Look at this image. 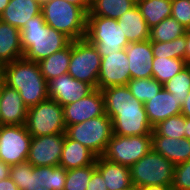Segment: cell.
Returning <instances> with one entry per match:
<instances>
[{"mask_svg": "<svg viewBox=\"0 0 190 190\" xmlns=\"http://www.w3.org/2000/svg\"><path fill=\"white\" fill-rule=\"evenodd\" d=\"M106 115L112 120L113 134L120 136L151 135L144 103L133 97L127 85L101 90Z\"/></svg>", "mask_w": 190, "mask_h": 190, "instance_id": "6da1fadb", "label": "cell"}, {"mask_svg": "<svg viewBox=\"0 0 190 190\" xmlns=\"http://www.w3.org/2000/svg\"><path fill=\"white\" fill-rule=\"evenodd\" d=\"M0 76L6 85L19 92L27 108L49 98L48 83L34 61L25 58L14 60L0 68Z\"/></svg>", "mask_w": 190, "mask_h": 190, "instance_id": "7a4b0ae2", "label": "cell"}, {"mask_svg": "<svg viewBox=\"0 0 190 190\" xmlns=\"http://www.w3.org/2000/svg\"><path fill=\"white\" fill-rule=\"evenodd\" d=\"M23 58L39 62L67 47L72 40L50 28L42 13L30 18L20 29Z\"/></svg>", "mask_w": 190, "mask_h": 190, "instance_id": "3957f363", "label": "cell"}, {"mask_svg": "<svg viewBox=\"0 0 190 190\" xmlns=\"http://www.w3.org/2000/svg\"><path fill=\"white\" fill-rule=\"evenodd\" d=\"M46 24L72 41L85 38L87 13L79 6L65 0H48L41 5Z\"/></svg>", "mask_w": 190, "mask_h": 190, "instance_id": "277c9868", "label": "cell"}, {"mask_svg": "<svg viewBox=\"0 0 190 190\" xmlns=\"http://www.w3.org/2000/svg\"><path fill=\"white\" fill-rule=\"evenodd\" d=\"M9 177L20 190H64L66 170L60 166L34 167L26 161L11 166Z\"/></svg>", "mask_w": 190, "mask_h": 190, "instance_id": "5b68a950", "label": "cell"}, {"mask_svg": "<svg viewBox=\"0 0 190 190\" xmlns=\"http://www.w3.org/2000/svg\"><path fill=\"white\" fill-rule=\"evenodd\" d=\"M85 39L97 48L101 57L117 53L129 45L117 20L101 16H87Z\"/></svg>", "mask_w": 190, "mask_h": 190, "instance_id": "8992f818", "label": "cell"}, {"mask_svg": "<svg viewBox=\"0 0 190 190\" xmlns=\"http://www.w3.org/2000/svg\"><path fill=\"white\" fill-rule=\"evenodd\" d=\"M66 135L90 149L97 157L103 156L113 135L112 120L106 115L68 125Z\"/></svg>", "mask_w": 190, "mask_h": 190, "instance_id": "52a82bcc", "label": "cell"}, {"mask_svg": "<svg viewBox=\"0 0 190 190\" xmlns=\"http://www.w3.org/2000/svg\"><path fill=\"white\" fill-rule=\"evenodd\" d=\"M175 165L153 149L133 164L130 170L136 187L172 185Z\"/></svg>", "mask_w": 190, "mask_h": 190, "instance_id": "ba28073f", "label": "cell"}, {"mask_svg": "<svg viewBox=\"0 0 190 190\" xmlns=\"http://www.w3.org/2000/svg\"><path fill=\"white\" fill-rule=\"evenodd\" d=\"M25 126L35 137L65 133L63 106L48 98L28 108Z\"/></svg>", "mask_w": 190, "mask_h": 190, "instance_id": "9c48e42d", "label": "cell"}, {"mask_svg": "<svg viewBox=\"0 0 190 190\" xmlns=\"http://www.w3.org/2000/svg\"><path fill=\"white\" fill-rule=\"evenodd\" d=\"M100 65L101 55L93 44L85 38L72 41V53L67 72L70 76L98 89Z\"/></svg>", "mask_w": 190, "mask_h": 190, "instance_id": "30bf717a", "label": "cell"}, {"mask_svg": "<svg viewBox=\"0 0 190 190\" xmlns=\"http://www.w3.org/2000/svg\"><path fill=\"white\" fill-rule=\"evenodd\" d=\"M152 150V135L120 136L113 134L103 157L130 168Z\"/></svg>", "mask_w": 190, "mask_h": 190, "instance_id": "8fae6325", "label": "cell"}, {"mask_svg": "<svg viewBox=\"0 0 190 190\" xmlns=\"http://www.w3.org/2000/svg\"><path fill=\"white\" fill-rule=\"evenodd\" d=\"M31 140L25 125H0V160L10 166L26 162Z\"/></svg>", "mask_w": 190, "mask_h": 190, "instance_id": "7c38bea8", "label": "cell"}, {"mask_svg": "<svg viewBox=\"0 0 190 190\" xmlns=\"http://www.w3.org/2000/svg\"><path fill=\"white\" fill-rule=\"evenodd\" d=\"M66 133L32 136L27 162L34 167L59 166Z\"/></svg>", "mask_w": 190, "mask_h": 190, "instance_id": "4fadbf2b", "label": "cell"}, {"mask_svg": "<svg viewBox=\"0 0 190 190\" xmlns=\"http://www.w3.org/2000/svg\"><path fill=\"white\" fill-rule=\"evenodd\" d=\"M130 80L129 60L125 49L101 57L98 89L103 90L111 86L127 85Z\"/></svg>", "mask_w": 190, "mask_h": 190, "instance_id": "5bb4252c", "label": "cell"}, {"mask_svg": "<svg viewBox=\"0 0 190 190\" xmlns=\"http://www.w3.org/2000/svg\"><path fill=\"white\" fill-rule=\"evenodd\" d=\"M95 88L70 76L68 73L48 82V97L58 102L61 106L74 103L86 97Z\"/></svg>", "mask_w": 190, "mask_h": 190, "instance_id": "9a60e30c", "label": "cell"}, {"mask_svg": "<svg viewBox=\"0 0 190 190\" xmlns=\"http://www.w3.org/2000/svg\"><path fill=\"white\" fill-rule=\"evenodd\" d=\"M63 113L66 127L104 115V99L101 90L95 89L86 97L63 106Z\"/></svg>", "mask_w": 190, "mask_h": 190, "instance_id": "2e32d148", "label": "cell"}, {"mask_svg": "<svg viewBox=\"0 0 190 190\" xmlns=\"http://www.w3.org/2000/svg\"><path fill=\"white\" fill-rule=\"evenodd\" d=\"M27 110L19 92L6 85L1 78L0 125H25Z\"/></svg>", "mask_w": 190, "mask_h": 190, "instance_id": "e0dca14e", "label": "cell"}, {"mask_svg": "<svg viewBox=\"0 0 190 190\" xmlns=\"http://www.w3.org/2000/svg\"><path fill=\"white\" fill-rule=\"evenodd\" d=\"M131 79L153 78V50L150 40L131 42L125 48Z\"/></svg>", "mask_w": 190, "mask_h": 190, "instance_id": "ac0fdd59", "label": "cell"}, {"mask_svg": "<svg viewBox=\"0 0 190 190\" xmlns=\"http://www.w3.org/2000/svg\"><path fill=\"white\" fill-rule=\"evenodd\" d=\"M148 120L152 127L167 118L181 114L182 103L178 101L170 92L162 90L144 103Z\"/></svg>", "mask_w": 190, "mask_h": 190, "instance_id": "d6986e66", "label": "cell"}, {"mask_svg": "<svg viewBox=\"0 0 190 190\" xmlns=\"http://www.w3.org/2000/svg\"><path fill=\"white\" fill-rule=\"evenodd\" d=\"M152 149L174 165L190 159V140L152 135Z\"/></svg>", "mask_w": 190, "mask_h": 190, "instance_id": "ffe728a7", "label": "cell"}, {"mask_svg": "<svg viewBox=\"0 0 190 190\" xmlns=\"http://www.w3.org/2000/svg\"><path fill=\"white\" fill-rule=\"evenodd\" d=\"M97 156L80 142L70 139L67 135L64 139L59 166L65 170L81 168L96 162Z\"/></svg>", "mask_w": 190, "mask_h": 190, "instance_id": "44dd1931", "label": "cell"}, {"mask_svg": "<svg viewBox=\"0 0 190 190\" xmlns=\"http://www.w3.org/2000/svg\"><path fill=\"white\" fill-rule=\"evenodd\" d=\"M41 13V4L36 0H10L0 20L21 29L32 17Z\"/></svg>", "mask_w": 190, "mask_h": 190, "instance_id": "7402d4cb", "label": "cell"}, {"mask_svg": "<svg viewBox=\"0 0 190 190\" xmlns=\"http://www.w3.org/2000/svg\"><path fill=\"white\" fill-rule=\"evenodd\" d=\"M96 168L105 180L108 190H123L133 185L130 170L124 165L99 156L96 158Z\"/></svg>", "mask_w": 190, "mask_h": 190, "instance_id": "603a6c76", "label": "cell"}, {"mask_svg": "<svg viewBox=\"0 0 190 190\" xmlns=\"http://www.w3.org/2000/svg\"><path fill=\"white\" fill-rule=\"evenodd\" d=\"M23 58L20 29L0 20V68Z\"/></svg>", "mask_w": 190, "mask_h": 190, "instance_id": "cb8c5ba5", "label": "cell"}, {"mask_svg": "<svg viewBox=\"0 0 190 190\" xmlns=\"http://www.w3.org/2000/svg\"><path fill=\"white\" fill-rule=\"evenodd\" d=\"M129 43L149 40L150 28L137 5L117 19Z\"/></svg>", "mask_w": 190, "mask_h": 190, "instance_id": "d4e9b609", "label": "cell"}, {"mask_svg": "<svg viewBox=\"0 0 190 190\" xmlns=\"http://www.w3.org/2000/svg\"><path fill=\"white\" fill-rule=\"evenodd\" d=\"M72 53V42L60 51L37 62L40 72L47 83L60 75L68 72L70 58Z\"/></svg>", "mask_w": 190, "mask_h": 190, "instance_id": "484cf974", "label": "cell"}, {"mask_svg": "<svg viewBox=\"0 0 190 190\" xmlns=\"http://www.w3.org/2000/svg\"><path fill=\"white\" fill-rule=\"evenodd\" d=\"M135 6L134 0H90L87 16H101L117 20Z\"/></svg>", "mask_w": 190, "mask_h": 190, "instance_id": "4316f807", "label": "cell"}, {"mask_svg": "<svg viewBox=\"0 0 190 190\" xmlns=\"http://www.w3.org/2000/svg\"><path fill=\"white\" fill-rule=\"evenodd\" d=\"M136 5L150 29L171 17L172 0H139Z\"/></svg>", "mask_w": 190, "mask_h": 190, "instance_id": "83f0119b", "label": "cell"}, {"mask_svg": "<svg viewBox=\"0 0 190 190\" xmlns=\"http://www.w3.org/2000/svg\"><path fill=\"white\" fill-rule=\"evenodd\" d=\"M153 78L160 84L171 80L176 74L185 69L189 64L186 60L179 58H154L153 59Z\"/></svg>", "mask_w": 190, "mask_h": 190, "instance_id": "f1b7e54d", "label": "cell"}, {"mask_svg": "<svg viewBox=\"0 0 190 190\" xmlns=\"http://www.w3.org/2000/svg\"><path fill=\"white\" fill-rule=\"evenodd\" d=\"M187 29L175 18L168 17L150 29L151 42H170L185 35Z\"/></svg>", "mask_w": 190, "mask_h": 190, "instance_id": "f546056e", "label": "cell"}, {"mask_svg": "<svg viewBox=\"0 0 190 190\" xmlns=\"http://www.w3.org/2000/svg\"><path fill=\"white\" fill-rule=\"evenodd\" d=\"M186 43V34L170 42H151L153 56L186 60Z\"/></svg>", "mask_w": 190, "mask_h": 190, "instance_id": "4dcf8cb0", "label": "cell"}, {"mask_svg": "<svg viewBox=\"0 0 190 190\" xmlns=\"http://www.w3.org/2000/svg\"><path fill=\"white\" fill-rule=\"evenodd\" d=\"M127 87L134 98L138 101L146 103L162 90L163 85L154 78H142L131 79L127 83Z\"/></svg>", "mask_w": 190, "mask_h": 190, "instance_id": "1f68e13d", "label": "cell"}, {"mask_svg": "<svg viewBox=\"0 0 190 190\" xmlns=\"http://www.w3.org/2000/svg\"><path fill=\"white\" fill-rule=\"evenodd\" d=\"M185 116L177 114L159 122L153 127L151 135H162L175 139L185 138Z\"/></svg>", "mask_w": 190, "mask_h": 190, "instance_id": "d6a6232c", "label": "cell"}, {"mask_svg": "<svg viewBox=\"0 0 190 190\" xmlns=\"http://www.w3.org/2000/svg\"><path fill=\"white\" fill-rule=\"evenodd\" d=\"M163 88L183 104L190 92V64L167 81Z\"/></svg>", "mask_w": 190, "mask_h": 190, "instance_id": "836d02e7", "label": "cell"}, {"mask_svg": "<svg viewBox=\"0 0 190 190\" xmlns=\"http://www.w3.org/2000/svg\"><path fill=\"white\" fill-rule=\"evenodd\" d=\"M95 169L96 162L85 167L66 170L64 190H87L88 183Z\"/></svg>", "mask_w": 190, "mask_h": 190, "instance_id": "e575fe53", "label": "cell"}, {"mask_svg": "<svg viewBox=\"0 0 190 190\" xmlns=\"http://www.w3.org/2000/svg\"><path fill=\"white\" fill-rule=\"evenodd\" d=\"M173 190H190V159L175 165Z\"/></svg>", "mask_w": 190, "mask_h": 190, "instance_id": "d590c367", "label": "cell"}, {"mask_svg": "<svg viewBox=\"0 0 190 190\" xmlns=\"http://www.w3.org/2000/svg\"><path fill=\"white\" fill-rule=\"evenodd\" d=\"M171 17L190 29V0H172Z\"/></svg>", "mask_w": 190, "mask_h": 190, "instance_id": "8d00e7d4", "label": "cell"}, {"mask_svg": "<svg viewBox=\"0 0 190 190\" xmlns=\"http://www.w3.org/2000/svg\"><path fill=\"white\" fill-rule=\"evenodd\" d=\"M87 190H108L106 187L105 180L103 179L100 171L96 168L90 178Z\"/></svg>", "mask_w": 190, "mask_h": 190, "instance_id": "74e56055", "label": "cell"}, {"mask_svg": "<svg viewBox=\"0 0 190 190\" xmlns=\"http://www.w3.org/2000/svg\"><path fill=\"white\" fill-rule=\"evenodd\" d=\"M0 190H20L10 177L0 181Z\"/></svg>", "mask_w": 190, "mask_h": 190, "instance_id": "f35d334b", "label": "cell"}, {"mask_svg": "<svg viewBox=\"0 0 190 190\" xmlns=\"http://www.w3.org/2000/svg\"><path fill=\"white\" fill-rule=\"evenodd\" d=\"M65 1L81 7L88 14L90 8V0H65Z\"/></svg>", "mask_w": 190, "mask_h": 190, "instance_id": "ab89813d", "label": "cell"}, {"mask_svg": "<svg viewBox=\"0 0 190 190\" xmlns=\"http://www.w3.org/2000/svg\"><path fill=\"white\" fill-rule=\"evenodd\" d=\"M10 165L0 160V181L9 177Z\"/></svg>", "mask_w": 190, "mask_h": 190, "instance_id": "60d3db41", "label": "cell"}, {"mask_svg": "<svg viewBox=\"0 0 190 190\" xmlns=\"http://www.w3.org/2000/svg\"><path fill=\"white\" fill-rule=\"evenodd\" d=\"M138 190H173L172 185H151L138 187Z\"/></svg>", "mask_w": 190, "mask_h": 190, "instance_id": "b9f144b4", "label": "cell"}, {"mask_svg": "<svg viewBox=\"0 0 190 190\" xmlns=\"http://www.w3.org/2000/svg\"><path fill=\"white\" fill-rule=\"evenodd\" d=\"M181 114H183L187 118H190V92L188 94V97L182 104Z\"/></svg>", "mask_w": 190, "mask_h": 190, "instance_id": "7bdbcfd3", "label": "cell"}, {"mask_svg": "<svg viewBox=\"0 0 190 190\" xmlns=\"http://www.w3.org/2000/svg\"><path fill=\"white\" fill-rule=\"evenodd\" d=\"M186 61L190 64V30L186 31Z\"/></svg>", "mask_w": 190, "mask_h": 190, "instance_id": "ee69618b", "label": "cell"}, {"mask_svg": "<svg viewBox=\"0 0 190 190\" xmlns=\"http://www.w3.org/2000/svg\"><path fill=\"white\" fill-rule=\"evenodd\" d=\"M185 138L190 140V118L185 117Z\"/></svg>", "mask_w": 190, "mask_h": 190, "instance_id": "f6af8a7d", "label": "cell"}, {"mask_svg": "<svg viewBox=\"0 0 190 190\" xmlns=\"http://www.w3.org/2000/svg\"><path fill=\"white\" fill-rule=\"evenodd\" d=\"M10 0H0V15L4 12Z\"/></svg>", "mask_w": 190, "mask_h": 190, "instance_id": "bcb514c9", "label": "cell"}, {"mask_svg": "<svg viewBox=\"0 0 190 190\" xmlns=\"http://www.w3.org/2000/svg\"><path fill=\"white\" fill-rule=\"evenodd\" d=\"M123 190H138V187H136L135 185H132L126 189H123Z\"/></svg>", "mask_w": 190, "mask_h": 190, "instance_id": "7dc6e473", "label": "cell"}, {"mask_svg": "<svg viewBox=\"0 0 190 190\" xmlns=\"http://www.w3.org/2000/svg\"><path fill=\"white\" fill-rule=\"evenodd\" d=\"M36 1H38L42 5L44 2H46L48 0H36Z\"/></svg>", "mask_w": 190, "mask_h": 190, "instance_id": "c3c4849f", "label": "cell"}]
</instances>
